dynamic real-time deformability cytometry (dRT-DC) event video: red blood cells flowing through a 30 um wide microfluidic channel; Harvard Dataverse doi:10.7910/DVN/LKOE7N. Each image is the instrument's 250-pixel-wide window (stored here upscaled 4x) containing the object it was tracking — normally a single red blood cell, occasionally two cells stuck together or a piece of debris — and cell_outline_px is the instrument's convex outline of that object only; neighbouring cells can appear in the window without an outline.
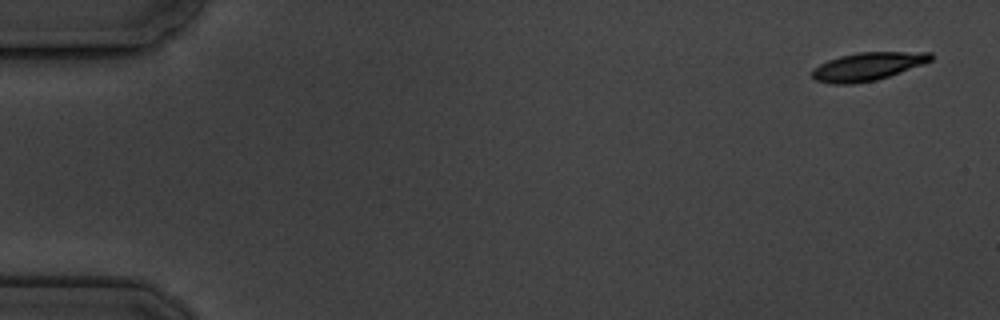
{"species": "common noctule bat (a hibernating species)", "species_latin": "Nyctalus noctula", "temperature_condition": "cold", "stored_images_in_passage": 3, "camera_frame_rate_fps": 3000, "um_per_image_px": 0.085, "animal": {"sex": "male", "body_mass_g": 19.5, "forearm_length_mm": 54.6}, "frame": {"image": 1, "passage_image": 1, "time_ms": 0.0, "image_size_px": [1000, 320], "cell_outline_px": [[932, 60], [924, 64], [876, 80], [852, 84], [832, 84], [816, 80], [812, 76], [812, 68], [828, 60], [840, 56], [860, 52], [932, 52]], "centroid_in_image_um": [73.74, 5.65], "position_along_channel_um": 11.3, "area_um2": 19.36}}